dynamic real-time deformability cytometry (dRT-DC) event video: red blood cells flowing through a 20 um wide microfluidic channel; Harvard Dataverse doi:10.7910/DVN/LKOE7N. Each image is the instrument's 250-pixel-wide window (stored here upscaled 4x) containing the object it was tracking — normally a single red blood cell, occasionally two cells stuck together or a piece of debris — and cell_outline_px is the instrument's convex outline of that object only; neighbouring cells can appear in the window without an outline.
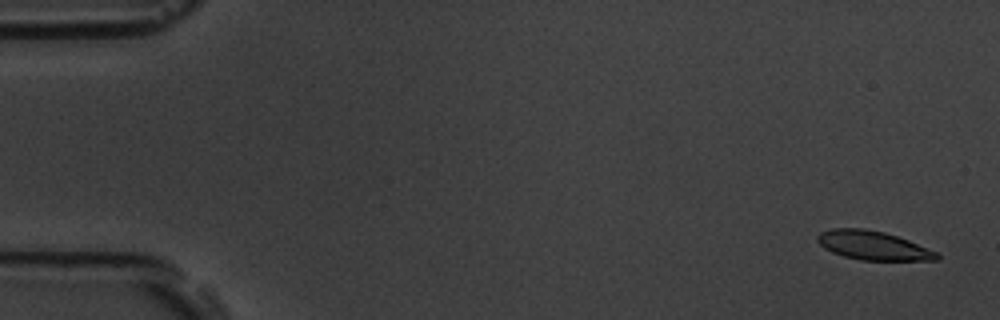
{"species": "common noctule bat (a hibernating species)", "species_latin": "Nyctalus noctula", "temperature_condition": "room temperature", "stored_images_in_passage": 54, "camera_frame_rate_fps": 3000, "um_per_image_px": 0.085, "animal": {"sex": "male", "body_mass_g": 19.5, "forearm_length_mm": 54.6}, "frame": {"image": 1, "passage_image": 1, "time_ms": 0.0, "image_size_px": [1000, 320], "cell_outline_px": [[940, 260], [860, 260], [844, 256], [832, 252], [824, 248], [816, 240], [816, 236], [820, 232], [832, 228], [864, 228], [884, 232], [908, 240], [940, 252]], "centroid_in_image_um": [74.23, 20.86], "position_along_channel_um": 10.8, "area_um2": 20.23}}
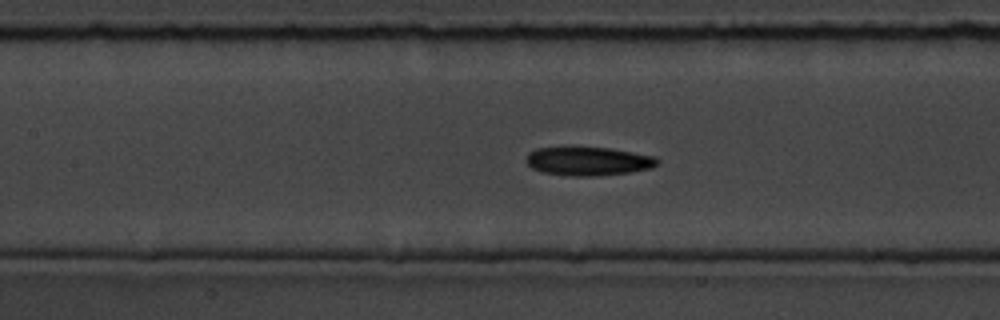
{"frame": {"image": 2, "passage_image": 24, "time_ms": 7.667, "image_size_px": [1000, 320], "cell_outline_px": [[660, 164], [652, 168], [632, 172], [596, 176], [572, 176], [544, 172], [532, 168], [524, 160], [528, 152], [536, 148], [564, 144], [608, 148], [656, 156], [660, 160]], "centroid_in_image_um": [49.97, 13.65], "position_along_channel_um": 157.4, "area_um2": 22.95}}
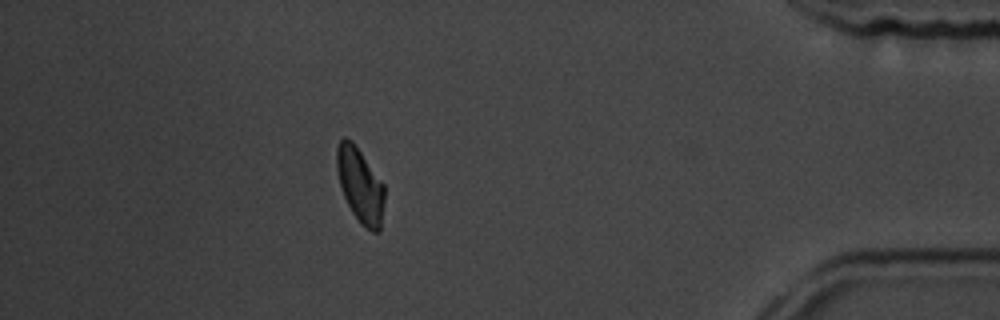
{"frame": {"image": 3, "passage_image": 48, "time_ms": 15.667, "image_size_px": [1000, 320], "cell_outline_px": [[384, 200], [380, 232], [372, 232], [360, 224], [352, 212], [344, 196], [340, 184], [336, 168], [336, 148], [340, 140], [344, 136], [352, 140], [384, 184]], "centroid_in_image_um": [30.61, 15.74], "position_along_channel_um": 404.6, "area_um2": 20.81}, "authors_computed_cell_mechanics": {"area_um2": 21.5883, "velocity_mm_per_s": 3.6764, "shape_relaxation_time_tau1_ms": 5.5744, "shape_relaxation_time_tau2_ms": 6.2845, "deformation_change_tau1": 0.1299, "deformation_change_tau2": 0.1245}}